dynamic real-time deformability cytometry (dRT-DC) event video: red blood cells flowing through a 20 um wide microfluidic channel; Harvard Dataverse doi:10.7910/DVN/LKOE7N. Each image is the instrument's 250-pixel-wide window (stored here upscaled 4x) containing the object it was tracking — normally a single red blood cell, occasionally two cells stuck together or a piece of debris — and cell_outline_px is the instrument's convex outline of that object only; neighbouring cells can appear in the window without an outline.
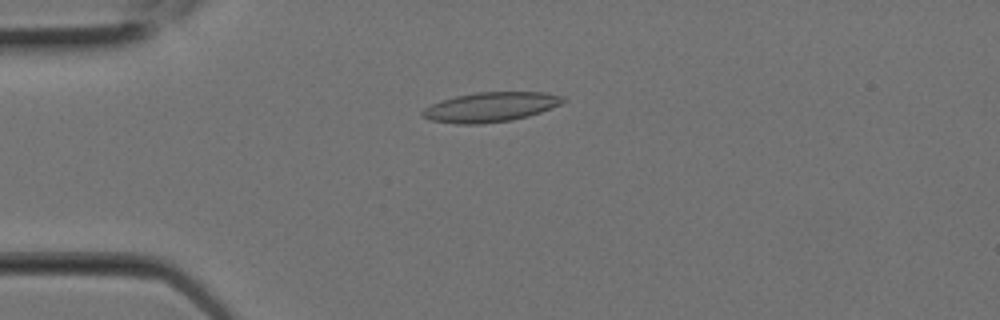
{"species": "Egyptian fruit bat (a non-hibernating species)", "species_latin": "Rousettus aegyptiacus", "temperature_condition": "room temperature", "stored_images_in_passage": 7, "camera_frame_rate_fps": 3000, "um_per_image_px": 0.085, "animal": {"sex": "female"}, "frame": {"image": 1, "passage_image": 6, "time_ms": 1.667, "image_size_px": [1000, 320], "cell_outline_px": [[568, 100], [560, 104], [540, 112], [528, 116], [512, 120], [480, 124], [456, 124], [432, 120], [420, 116], [420, 112], [424, 108], [440, 100], [456, 96], [476, 92], [548, 92], [564, 96]], "centroid_in_image_um": [41.7, 9.09], "position_along_channel_um": 43.3, "area_um2": 24.45}}